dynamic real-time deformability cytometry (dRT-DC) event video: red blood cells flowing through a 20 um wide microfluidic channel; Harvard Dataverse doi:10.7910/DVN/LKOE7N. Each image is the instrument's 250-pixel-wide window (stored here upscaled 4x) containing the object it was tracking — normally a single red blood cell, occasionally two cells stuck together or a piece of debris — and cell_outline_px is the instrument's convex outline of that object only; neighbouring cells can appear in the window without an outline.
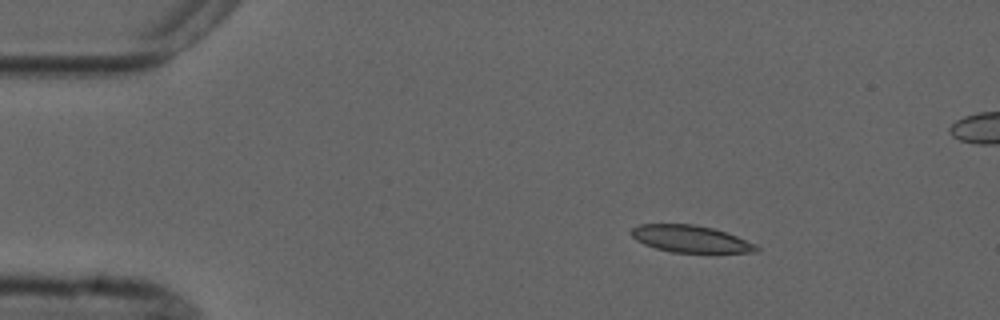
{"species": "common noctule bat (a hibernating species)", "species_latin": "Nyctalus noctula", "temperature_condition": "cold", "stored_images_in_passage": 4, "camera_frame_rate_fps": 3000, "um_per_image_px": 0.085, "animal": {"sex": "male", "forearm_length_mm": 52.5}, "frame": {"image": 1, "passage_image": 1, "time_ms": 0.0, "image_size_px": [1000, 320], "cell_outline_px": [[760, 248], [756, 252], [672, 252], [656, 248], [644, 244], [636, 240], [632, 236], [632, 228], [640, 224], [692, 224], [712, 228], [736, 236], [756, 244]], "centroid_in_image_um": [58.69, 20.3], "position_along_channel_um": 26.3, "area_um2": 19.36}}
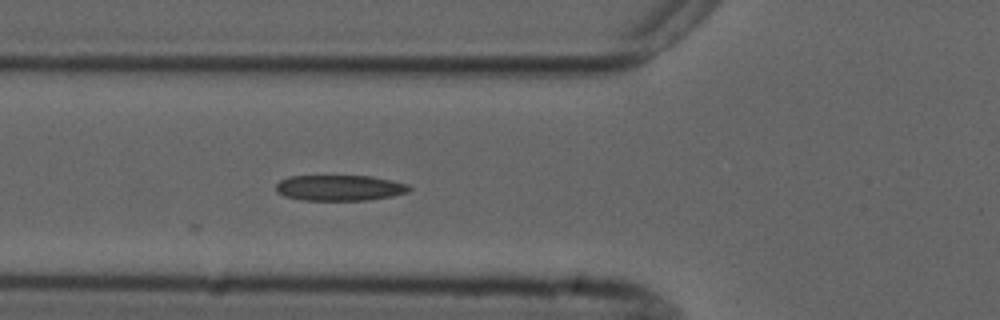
{"frame": {"image": 2, "passage_image": 4, "time_ms": 3.667, "image_size_px": [1000, 320], "cell_outline_px": [[412, 188], [408, 192], [392, 196], [368, 200], [300, 200], [284, 196], [276, 192], [276, 184], [280, 180], [288, 176], [372, 176], [392, 180], [408, 184]], "centroid_in_image_um": [28.86, 15.97], "position_along_channel_um": 96.9, "area_um2": 20.11}}